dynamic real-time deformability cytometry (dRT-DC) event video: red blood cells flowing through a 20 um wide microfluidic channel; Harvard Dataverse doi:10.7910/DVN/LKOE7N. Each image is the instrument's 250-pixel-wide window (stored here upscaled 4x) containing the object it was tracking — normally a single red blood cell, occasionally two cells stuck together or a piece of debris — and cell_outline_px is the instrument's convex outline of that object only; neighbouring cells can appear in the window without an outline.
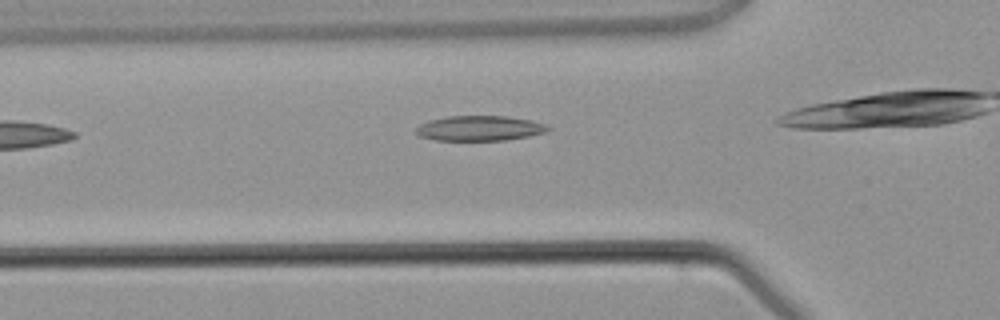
{"species": "common noctule bat (a hibernating species)", "species_latin": "Nyctalus noctula", "temperature_condition": "warm", "stored_images_in_passage": 3, "camera_frame_rate_fps": 3000, "um_per_image_px": 0.085, "animal": {"sex": "male", "body_mass_g": 21.5, "forearm_length_mm": 52.0}, "frame": {"image": 1, "passage_image": 3, "time_ms": 2.333, "image_size_px": [1000, 320], "cell_outline_px": [[552, 128], [544, 132], [528, 136], [504, 140], [436, 140], [420, 136], [416, 132], [416, 128], [420, 124], [428, 120], [448, 116], [508, 116], [532, 120], [544, 124]], "centroid_in_image_um": [40.76, 10.89], "position_along_channel_um": 85.0, "area_um2": 19.19}}